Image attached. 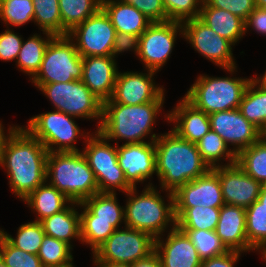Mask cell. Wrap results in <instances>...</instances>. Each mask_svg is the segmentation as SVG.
Returning a JSON list of instances; mask_svg holds the SVG:
<instances>
[{
    "label": "cell",
    "instance_id": "7402d4cb",
    "mask_svg": "<svg viewBox=\"0 0 266 267\" xmlns=\"http://www.w3.org/2000/svg\"><path fill=\"white\" fill-rule=\"evenodd\" d=\"M168 112L165 114L166 121L175 124L171 130L191 143L196 144L211 129L209 115L194 107L184 97Z\"/></svg>",
    "mask_w": 266,
    "mask_h": 267
},
{
    "label": "cell",
    "instance_id": "83f0119b",
    "mask_svg": "<svg viewBox=\"0 0 266 267\" xmlns=\"http://www.w3.org/2000/svg\"><path fill=\"white\" fill-rule=\"evenodd\" d=\"M116 195L98 192L82 202L93 213V222L109 223L116 229L125 223L124 207L119 204Z\"/></svg>",
    "mask_w": 266,
    "mask_h": 267
},
{
    "label": "cell",
    "instance_id": "f907efd6",
    "mask_svg": "<svg viewBox=\"0 0 266 267\" xmlns=\"http://www.w3.org/2000/svg\"><path fill=\"white\" fill-rule=\"evenodd\" d=\"M132 267H162V263L158 254L154 251L148 257L134 262Z\"/></svg>",
    "mask_w": 266,
    "mask_h": 267
},
{
    "label": "cell",
    "instance_id": "f6af8a7d",
    "mask_svg": "<svg viewBox=\"0 0 266 267\" xmlns=\"http://www.w3.org/2000/svg\"><path fill=\"white\" fill-rule=\"evenodd\" d=\"M137 8L152 22H167L168 18L162 0H121Z\"/></svg>",
    "mask_w": 266,
    "mask_h": 267
},
{
    "label": "cell",
    "instance_id": "5bb4252c",
    "mask_svg": "<svg viewBox=\"0 0 266 267\" xmlns=\"http://www.w3.org/2000/svg\"><path fill=\"white\" fill-rule=\"evenodd\" d=\"M115 35L116 30L102 8L67 34L81 57L112 55Z\"/></svg>",
    "mask_w": 266,
    "mask_h": 267
},
{
    "label": "cell",
    "instance_id": "7a4b0ae2",
    "mask_svg": "<svg viewBox=\"0 0 266 267\" xmlns=\"http://www.w3.org/2000/svg\"><path fill=\"white\" fill-rule=\"evenodd\" d=\"M154 143L161 192H174L211 169L200 156L197 145L180 138L172 130L159 135Z\"/></svg>",
    "mask_w": 266,
    "mask_h": 267
},
{
    "label": "cell",
    "instance_id": "9c48e42d",
    "mask_svg": "<svg viewBox=\"0 0 266 267\" xmlns=\"http://www.w3.org/2000/svg\"><path fill=\"white\" fill-rule=\"evenodd\" d=\"M83 59L67 36H54L47 45L41 66L30 79L33 84L66 83L82 80Z\"/></svg>",
    "mask_w": 266,
    "mask_h": 267
},
{
    "label": "cell",
    "instance_id": "b9f144b4",
    "mask_svg": "<svg viewBox=\"0 0 266 267\" xmlns=\"http://www.w3.org/2000/svg\"><path fill=\"white\" fill-rule=\"evenodd\" d=\"M0 257L7 267H43L37 255L16 248L1 233Z\"/></svg>",
    "mask_w": 266,
    "mask_h": 267
},
{
    "label": "cell",
    "instance_id": "4dcf8cb0",
    "mask_svg": "<svg viewBox=\"0 0 266 267\" xmlns=\"http://www.w3.org/2000/svg\"><path fill=\"white\" fill-rule=\"evenodd\" d=\"M196 145L200 156L211 169L223 166L222 161H227V164L225 162L224 166L236 163V154L233 152L232 148H229L221 136L212 129H210Z\"/></svg>",
    "mask_w": 266,
    "mask_h": 267
},
{
    "label": "cell",
    "instance_id": "d590c367",
    "mask_svg": "<svg viewBox=\"0 0 266 267\" xmlns=\"http://www.w3.org/2000/svg\"><path fill=\"white\" fill-rule=\"evenodd\" d=\"M72 250L69 244L45 235L37 256L43 267H69L74 264Z\"/></svg>",
    "mask_w": 266,
    "mask_h": 267
},
{
    "label": "cell",
    "instance_id": "9a60e30c",
    "mask_svg": "<svg viewBox=\"0 0 266 267\" xmlns=\"http://www.w3.org/2000/svg\"><path fill=\"white\" fill-rule=\"evenodd\" d=\"M118 72L111 100L125 105H140L149 102H165V89L155 84V71Z\"/></svg>",
    "mask_w": 266,
    "mask_h": 267
},
{
    "label": "cell",
    "instance_id": "7dc6e473",
    "mask_svg": "<svg viewBox=\"0 0 266 267\" xmlns=\"http://www.w3.org/2000/svg\"><path fill=\"white\" fill-rule=\"evenodd\" d=\"M139 37L132 34L116 32L114 44L112 48V56L116 57L123 52L133 51L135 55L138 53Z\"/></svg>",
    "mask_w": 266,
    "mask_h": 267
},
{
    "label": "cell",
    "instance_id": "ac0fdd59",
    "mask_svg": "<svg viewBox=\"0 0 266 267\" xmlns=\"http://www.w3.org/2000/svg\"><path fill=\"white\" fill-rule=\"evenodd\" d=\"M117 160L127 182L136 188L156 174V150L154 142L117 144ZM137 183V184H136Z\"/></svg>",
    "mask_w": 266,
    "mask_h": 267
},
{
    "label": "cell",
    "instance_id": "8fae6325",
    "mask_svg": "<svg viewBox=\"0 0 266 267\" xmlns=\"http://www.w3.org/2000/svg\"><path fill=\"white\" fill-rule=\"evenodd\" d=\"M116 229L92 254L93 263H125L148 257L155 251V239L148 233L124 226Z\"/></svg>",
    "mask_w": 266,
    "mask_h": 267
},
{
    "label": "cell",
    "instance_id": "681fc988",
    "mask_svg": "<svg viewBox=\"0 0 266 267\" xmlns=\"http://www.w3.org/2000/svg\"><path fill=\"white\" fill-rule=\"evenodd\" d=\"M241 252L228 251L221 256L202 260L200 267H234L238 260H240Z\"/></svg>",
    "mask_w": 266,
    "mask_h": 267
},
{
    "label": "cell",
    "instance_id": "6da1fadb",
    "mask_svg": "<svg viewBox=\"0 0 266 267\" xmlns=\"http://www.w3.org/2000/svg\"><path fill=\"white\" fill-rule=\"evenodd\" d=\"M48 150L41 141L20 126L10 137L0 159L9 187L23 201L46 182Z\"/></svg>",
    "mask_w": 266,
    "mask_h": 267
},
{
    "label": "cell",
    "instance_id": "d4e9b609",
    "mask_svg": "<svg viewBox=\"0 0 266 267\" xmlns=\"http://www.w3.org/2000/svg\"><path fill=\"white\" fill-rule=\"evenodd\" d=\"M198 18L233 45L245 35L244 20L230 11L211 7L204 0Z\"/></svg>",
    "mask_w": 266,
    "mask_h": 267
},
{
    "label": "cell",
    "instance_id": "11a10c76",
    "mask_svg": "<svg viewBox=\"0 0 266 267\" xmlns=\"http://www.w3.org/2000/svg\"><path fill=\"white\" fill-rule=\"evenodd\" d=\"M258 201L262 203L264 207H266V184L262 185L261 187Z\"/></svg>",
    "mask_w": 266,
    "mask_h": 267
},
{
    "label": "cell",
    "instance_id": "bcb514c9",
    "mask_svg": "<svg viewBox=\"0 0 266 267\" xmlns=\"http://www.w3.org/2000/svg\"><path fill=\"white\" fill-rule=\"evenodd\" d=\"M209 6L230 11L232 14L246 20L256 8L254 0H204Z\"/></svg>",
    "mask_w": 266,
    "mask_h": 267
},
{
    "label": "cell",
    "instance_id": "8992f818",
    "mask_svg": "<svg viewBox=\"0 0 266 267\" xmlns=\"http://www.w3.org/2000/svg\"><path fill=\"white\" fill-rule=\"evenodd\" d=\"M250 81L251 77H210L200 74L184 98L208 115L237 109Z\"/></svg>",
    "mask_w": 266,
    "mask_h": 267
},
{
    "label": "cell",
    "instance_id": "2e32d148",
    "mask_svg": "<svg viewBox=\"0 0 266 267\" xmlns=\"http://www.w3.org/2000/svg\"><path fill=\"white\" fill-rule=\"evenodd\" d=\"M210 126L237 155L260 140V129L249 122L239 108L209 115Z\"/></svg>",
    "mask_w": 266,
    "mask_h": 267
},
{
    "label": "cell",
    "instance_id": "ffe728a7",
    "mask_svg": "<svg viewBox=\"0 0 266 267\" xmlns=\"http://www.w3.org/2000/svg\"><path fill=\"white\" fill-rule=\"evenodd\" d=\"M169 230L165 239L163 235L155 239L162 267H200L202 259L187 234L177 227Z\"/></svg>",
    "mask_w": 266,
    "mask_h": 267
},
{
    "label": "cell",
    "instance_id": "5b68a950",
    "mask_svg": "<svg viewBox=\"0 0 266 267\" xmlns=\"http://www.w3.org/2000/svg\"><path fill=\"white\" fill-rule=\"evenodd\" d=\"M46 182L76 203L99 192L94 173L81 151L48 152Z\"/></svg>",
    "mask_w": 266,
    "mask_h": 267
},
{
    "label": "cell",
    "instance_id": "4316f807",
    "mask_svg": "<svg viewBox=\"0 0 266 267\" xmlns=\"http://www.w3.org/2000/svg\"><path fill=\"white\" fill-rule=\"evenodd\" d=\"M23 202L36 213L35 221L40 222L64 210L72 201L56 187L45 182L32 191Z\"/></svg>",
    "mask_w": 266,
    "mask_h": 267
},
{
    "label": "cell",
    "instance_id": "52a82bcc",
    "mask_svg": "<svg viewBox=\"0 0 266 267\" xmlns=\"http://www.w3.org/2000/svg\"><path fill=\"white\" fill-rule=\"evenodd\" d=\"M82 153L92 169L98 190L101 193H126L133 188L126 180L117 160V144L109 143L99 131L93 132L84 140Z\"/></svg>",
    "mask_w": 266,
    "mask_h": 267
},
{
    "label": "cell",
    "instance_id": "7bdbcfd3",
    "mask_svg": "<svg viewBox=\"0 0 266 267\" xmlns=\"http://www.w3.org/2000/svg\"><path fill=\"white\" fill-rule=\"evenodd\" d=\"M168 21L183 23L198 18L203 0H162Z\"/></svg>",
    "mask_w": 266,
    "mask_h": 267
},
{
    "label": "cell",
    "instance_id": "44dd1931",
    "mask_svg": "<svg viewBox=\"0 0 266 267\" xmlns=\"http://www.w3.org/2000/svg\"><path fill=\"white\" fill-rule=\"evenodd\" d=\"M82 82L102 102L111 99L118 75L116 59L110 56L82 57Z\"/></svg>",
    "mask_w": 266,
    "mask_h": 267
},
{
    "label": "cell",
    "instance_id": "484cf974",
    "mask_svg": "<svg viewBox=\"0 0 266 267\" xmlns=\"http://www.w3.org/2000/svg\"><path fill=\"white\" fill-rule=\"evenodd\" d=\"M76 206L79 207V203L71 202L64 210L41 220L45 235L59 239L72 248L71 240L81 241L80 213Z\"/></svg>",
    "mask_w": 266,
    "mask_h": 267
},
{
    "label": "cell",
    "instance_id": "836d02e7",
    "mask_svg": "<svg viewBox=\"0 0 266 267\" xmlns=\"http://www.w3.org/2000/svg\"><path fill=\"white\" fill-rule=\"evenodd\" d=\"M236 163L261 185L266 184V144L261 139L239 152Z\"/></svg>",
    "mask_w": 266,
    "mask_h": 267
},
{
    "label": "cell",
    "instance_id": "ee69618b",
    "mask_svg": "<svg viewBox=\"0 0 266 267\" xmlns=\"http://www.w3.org/2000/svg\"><path fill=\"white\" fill-rule=\"evenodd\" d=\"M7 28L0 34V60L7 62L15 60L16 62L24 38L14 33L8 26Z\"/></svg>",
    "mask_w": 266,
    "mask_h": 267
},
{
    "label": "cell",
    "instance_id": "cb8c5ba5",
    "mask_svg": "<svg viewBox=\"0 0 266 267\" xmlns=\"http://www.w3.org/2000/svg\"><path fill=\"white\" fill-rule=\"evenodd\" d=\"M102 9L109 16L116 32L140 37L153 23L137 8L121 0H102Z\"/></svg>",
    "mask_w": 266,
    "mask_h": 267
},
{
    "label": "cell",
    "instance_id": "1f68e13d",
    "mask_svg": "<svg viewBox=\"0 0 266 267\" xmlns=\"http://www.w3.org/2000/svg\"><path fill=\"white\" fill-rule=\"evenodd\" d=\"M101 8L102 0H59L62 36L67 35Z\"/></svg>",
    "mask_w": 266,
    "mask_h": 267
},
{
    "label": "cell",
    "instance_id": "ab89813d",
    "mask_svg": "<svg viewBox=\"0 0 266 267\" xmlns=\"http://www.w3.org/2000/svg\"><path fill=\"white\" fill-rule=\"evenodd\" d=\"M187 234L202 260L221 256L229 250L215 230H181Z\"/></svg>",
    "mask_w": 266,
    "mask_h": 267
},
{
    "label": "cell",
    "instance_id": "f1b7e54d",
    "mask_svg": "<svg viewBox=\"0 0 266 267\" xmlns=\"http://www.w3.org/2000/svg\"><path fill=\"white\" fill-rule=\"evenodd\" d=\"M42 33L45 35V37L35 33L26 41L23 40L18 58L16 60L17 68L30 76V79H32L39 71L45 49L51 39L54 37V35L48 32Z\"/></svg>",
    "mask_w": 266,
    "mask_h": 267
},
{
    "label": "cell",
    "instance_id": "9f6ffc18",
    "mask_svg": "<svg viewBox=\"0 0 266 267\" xmlns=\"http://www.w3.org/2000/svg\"><path fill=\"white\" fill-rule=\"evenodd\" d=\"M257 8H266V0H254Z\"/></svg>",
    "mask_w": 266,
    "mask_h": 267
},
{
    "label": "cell",
    "instance_id": "603a6c76",
    "mask_svg": "<svg viewBox=\"0 0 266 267\" xmlns=\"http://www.w3.org/2000/svg\"><path fill=\"white\" fill-rule=\"evenodd\" d=\"M215 232L229 251H254L247 241L246 212L241 206L224 204Z\"/></svg>",
    "mask_w": 266,
    "mask_h": 267
},
{
    "label": "cell",
    "instance_id": "4fadbf2b",
    "mask_svg": "<svg viewBox=\"0 0 266 267\" xmlns=\"http://www.w3.org/2000/svg\"><path fill=\"white\" fill-rule=\"evenodd\" d=\"M177 34L183 38L182 23L167 21L153 22L140 35L136 56L144 64V70L159 72L170 58Z\"/></svg>",
    "mask_w": 266,
    "mask_h": 267
},
{
    "label": "cell",
    "instance_id": "6f0895ef",
    "mask_svg": "<svg viewBox=\"0 0 266 267\" xmlns=\"http://www.w3.org/2000/svg\"><path fill=\"white\" fill-rule=\"evenodd\" d=\"M260 139L266 144V124H265V126L260 130Z\"/></svg>",
    "mask_w": 266,
    "mask_h": 267
},
{
    "label": "cell",
    "instance_id": "3957f363",
    "mask_svg": "<svg viewBox=\"0 0 266 267\" xmlns=\"http://www.w3.org/2000/svg\"><path fill=\"white\" fill-rule=\"evenodd\" d=\"M163 105L164 102H149L131 106L109 99L103 102L98 131L109 141L126 140L124 144L154 142L159 134H152L151 130ZM148 135L149 140L145 141Z\"/></svg>",
    "mask_w": 266,
    "mask_h": 267
},
{
    "label": "cell",
    "instance_id": "94428289",
    "mask_svg": "<svg viewBox=\"0 0 266 267\" xmlns=\"http://www.w3.org/2000/svg\"><path fill=\"white\" fill-rule=\"evenodd\" d=\"M258 251H266V243Z\"/></svg>",
    "mask_w": 266,
    "mask_h": 267
},
{
    "label": "cell",
    "instance_id": "277c9868",
    "mask_svg": "<svg viewBox=\"0 0 266 267\" xmlns=\"http://www.w3.org/2000/svg\"><path fill=\"white\" fill-rule=\"evenodd\" d=\"M159 192L157 186L148 182L142 193H138L137 187L125 193L128 198L124 207L126 227L146 232L154 239L164 236L168 227L171 230L176 227L173 192L166 190L168 203Z\"/></svg>",
    "mask_w": 266,
    "mask_h": 267
},
{
    "label": "cell",
    "instance_id": "74e56055",
    "mask_svg": "<svg viewBox=\"0 0 266 267\" xmlns=\"http://www.w3.org/2000/svg\"><path fill=\"white\" fill-rule=\"evenodd\" d=\"M246 212V235L248 244L258 251L266 243V207L254 201Z\"/></svg>",
    "mask_w": 266,
    "mask_h": 267
},
{
    "label": "cell",
    "instance_id": "f35d334b",
    "mask_svg": "<svg viewBox=\"0 0 266 267\" xmlns=\"http://www.w3.org/2000/svg\"><path fill=\"white\" fill-rule=\"evenodd\" d=\"M0 233L16 248L34 255L38 254L45 236L42 224L35 220L20 225L16 238L4 232L1 228Z\"/></svg>",
    "mask_w": 266,
    "mask_h": 267
},
{
    "label": "cell",
    "instance_id": "d6a6232c",
    "mask_svg": "<svg viewBox=\"0 0 266 267\" xmlns=\"http://www.w3.org/2000/svg\"><path fill=\"white\" fill-rule=\"evenodd\" d=\"M239 110L249 122L261 130L266 124V89L251 80L243 94Z\"/></svg>",
    "mask_w": 266,
    "mask_h": 267
},
{
    "label": "cell",
    "instance_id": "30bf717a",
    "mask_svg": "<svg viewBox=\"0 0 266 267\" xmlns=\"http://www.w3.org/2000/svg\"><path fill=\"white\" fill-rule=\"evenodd\" d=\"M54 106L67 115L81 119H97L98 131L102 121L103 102L81 81L34 84Z\"/></svg>",
    "mask_w": 266,
    "mask_h": 267
},
{
    "label": "cell",
    "instance_id": "db71d44e",
    "mask_svg": "<svg viewBox=\"0 0 266 267\" xmlns=\"http://www.w3.org/2000/svg\"><path fill=\"white\" fill-rule=\"evenodd\" d=\"M96 267H132V264L125 263H93Z\"/></svg>",
    "mask_w": 266,
    "mask_h": 267
},
{
    "label": "cell",
    "instance_id": "680465c9",
    "mask_svg": "<svg viewBox=\"0 0 266 267\" xmlns=\"http://www.w3.org/2000/svg\"><path fill=\"white\" fill-rule=\"evenodd\" d=\"M257 252H259L262 255L260 257L263 259V261L266 262V251H257Z\"/></svg>",
    "mask_w": 266,
    "mask_h": 267
},
{
    "label": "cell",
    "instance_id": "91938a15",
    "mask_svg": "<svg viewBox=\"0 0 266 267\" xmlns=\"http://www.w3.org/2000/svg\"><path fill=\"white\" fill-rule=\"evenodd\" d=\"M0 267H7V266L5 265V263H4V261L1 259V257H0Z\"/></svg>",
    "mask_w": 266,
    "mask_h": 267
},
{
    "label": "cell",
    "instance_id": "60d3db41",
    "mask_svg": "<svg viewBox=\"0 0 266 267\" xmlns=\"http://www.w3.org/2000/svg\"><path fill=\"white\" fill-rule=\"evenodd\" d=\"M0 20L12 27L34 22L32 0H0Z\"/></svg>",
    "mask_w": 266,
    "mask_h": 267
},
{
    "label": "cell",
    "instance_id": "7c38bea8",
    "mask_svg": "<svg viewBox=\"0 0 266 267\" xmlns=\"http://www.w3.org/2000/svg\"><path fill=\"white\" fill-rule=\"evenodd\" d=\"M184 39L194 47L195 51L212 61L219 68L233 75L237 72L235 57L230 41L221 37L199 18L186 20L182 23Z\"/></svg>",
    "mask_w": 266,
    "mask_h": 267
},
{
    "label": "cell",
    "instance_id": "f5cc1de1",
    "mask_svg": "<svg viewBox=\"0 0 266 267\" xmlns=\"http://www.w3.org/2000/svg\"><path fill=\"white\" fill-rule=\"evenodd\" d=\"M251 77V80L259 87L266 89V71L261 75ZM260 76V77H259Z\"/></svg>",
    "mask_w": 266,
    "mask_h": 267
},
{
    "label": "cell",
    "instance_id": "d6986e66",
    "mask_svg": "<svg viewBox=\"0 0 266 267\" xmlns=\"http://www.w3.org/2000/svg\"><path fill=\"white\" fill-rule=\"evenodd\" d=\"M218 177L225 204L247 208L258 200L262 185L245 173L237 163L218 166Z\"/></svg>",
    "mask_w": 266,
    "mask_h": 267
},
{
    "label": "cell",
    "instance_id": "c3c4849f",
    "mask_svg": "<svg viewBox=\"0 0 266 267\" xmlns=\"http://www.w3.org/2000/svg\"><path fill=\"white\" fill-rule=\"evenodd\" d=\"M245 34L251 30L266 36V8H255L244 21Z\"/></svg>",
    "mask_w": 266,
    "mask_h": 267
},
{
    "label": "cell",
    "instance_id": "f546056e",
    "mask_svg": "<svg viewBox=\"0 0 266 267\" xmlns=\"http://www.w3.org/2000/svg\"><path fill=\"white\" fill-rule=\"evenodd\" d=\"M176 227L179 230H215L220 208L195 206L174 208Z\"/></svg>",
    "mask_w": 266,
    "mask_h": 267
},
{
    "label": "cell",
    "instance_id": "ba28073f",
    "mask_svg": "<svg viewBox=\"0 0 266 267\" xmlns=\"http://www.w3.org/2000/svg\"><path fill=\"white\" fill-rule=\"evenodd\" d=\"M75 118L54 110L33 116L23 127L41 141L48 152H78L81 150L74 145L77 138L86 139L90 132H81Z\"/></svg>",
    "mask_w": 266,
    "mask_h": 267
},
{
    "label": "cell",
    "instance_id": "e0dca14e",
    "mask_svg": "<svg viewBox=\"0 0 266 267\" xmlns=\"http://www.w3.org/2000/svg\"><path fill=\"white\" fill-rule=\"evenodd\" d=\"M174 208L195 206L221 208L225 202L218 177V167L187 182L173 192Z\"/></svg>",
    "mask_w": 266,
    "mask_h": 267
},
{
    "label": "cell",
    "instance_id": "816d5d0a",
    "mask_svg": "<svg viewBox=\"0 0 266 267\" xmlns=\"http://www.w3.org/2000/svg\"><path fill=\"white\" fill-rule=\"evenodd\" d=\"M3 123L0 121V159L2 157L3 151L7 145L8 140L10 139V137L13 135V133H15V131L20 127V125H14L8 128L7 132H4L5 128L2 125ZM7 133V134H6Z\"/></svg>",
    "mask_w": 266,
    "mask_h": 267
},
{
    "label": "cell",
    "instance_id": "8d00e7d4",
    "mask_svg": "<svg viewBox=\"0 0 266 267\" xmlns=\"http://www.w3.org/2000/svg\"><path fill=\"white\" fill-rule=\"evenodd\" d=\"M34 8V24L42 32L54 36H62V20L59 0H32Z\"/></svg>",
    "mask_w": 266,
    "mask_h": 267
},
{
    "label": "cell",
    "instance_id": "e575fe53",
    "mask_svg": "<svg viewBox=\"0 0 266 267\" xmlns=\"http://www.w3.org/2000/svg\"><path fill=\"white\" fill-rule=\"evenodd\" d=\"M79 207L83 209L80 213L81 243L89 245L94 253L116 228L109 223L93 222V213L82 202Z\"/></svg>",
    "mask_w": 266,
    "mask_h": 267
}]
</instances>
